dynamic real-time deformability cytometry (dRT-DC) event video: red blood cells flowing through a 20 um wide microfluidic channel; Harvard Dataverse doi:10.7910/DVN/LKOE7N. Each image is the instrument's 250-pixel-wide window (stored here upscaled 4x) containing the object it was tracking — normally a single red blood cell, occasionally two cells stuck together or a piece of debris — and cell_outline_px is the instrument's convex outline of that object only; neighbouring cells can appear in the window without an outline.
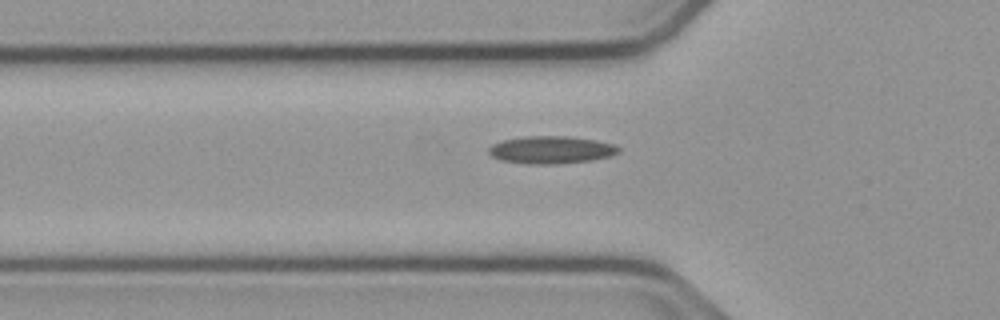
{"species": "common noctule bat (a hibernating species)", "species_latin": "Nyctalus noctula", "temperature_condition": "cold", "stored_images_in_passage": 30, "camera_frame_rate_fps": 3000, "um_per_image_px": 0.085, "animal": {"sex": "male", "body_mass_g": 23.1, "forearm_length_mm": 52.7}, "frame": {"image": 1, "passage_image": 4, "time_ms": 1.0, "image_size_px": [1000, 320], "cell_outline_px": [[620, 152], [612, 156], [592, 160], [556, 164], [528, 164], [500, 160], [492, 156], [488, 152], [488, 148], [492, 144], [504, 140], [524, 136], [564, 136], [596, 140], [612, 144], [620, 148]], "centroid_in_image_um": [46.84, 12.74], "position_along_channel_um": 79.0, "area_um2": 20.87}}
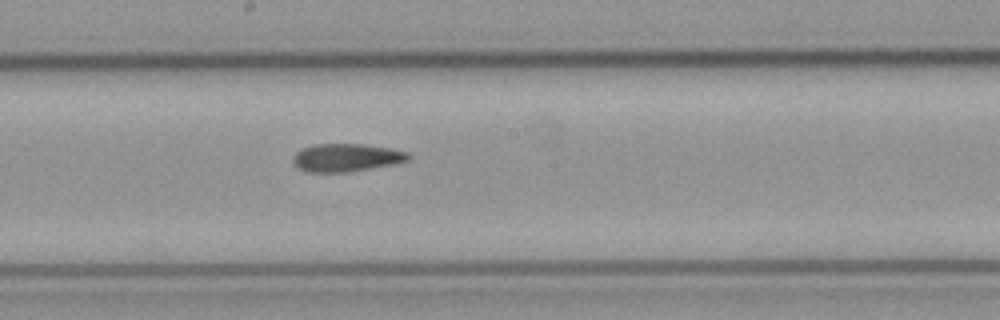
{"frame": {"image": 2, "passage_image": 15, "time_ms": 4.667, "image_size_px": [1000, 320], "cell_outline_px": [[412, 156], [408, 160], [392, 164], [348, 172], [308, 172], [296, 168], [292, 164], [292, 156], [296, 152], [304, 148], [316, 144], [364, 144], [388, 148], [408, 152]], "centroid_in_image_um": [29.39, 13.4], "position_along_channel_um": 218.8, "area_um2": 18.79}}
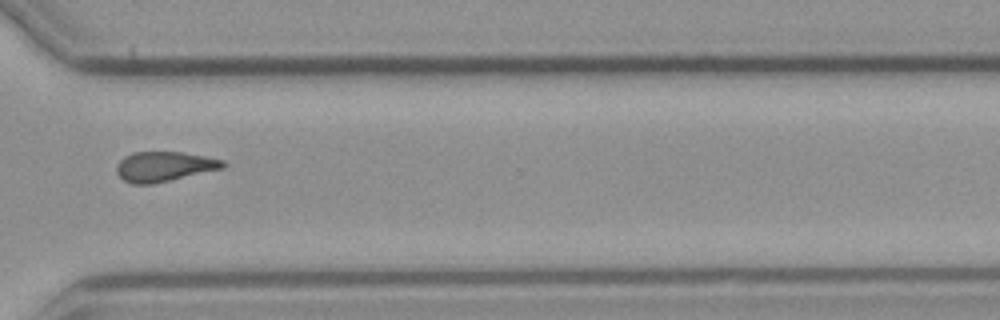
{"frame": {"image": 3, "passage_image": 26, "time_ms": 8.333, "image_size_px": [1000, 320], "cell_outline_px": [[228, 164], [224, 168], [152, 184], [132, 184], [124, 180], [116, 172], [116, 164], [124, 156], [132, 152], [184, 152], [224, 160]], "centroid_in_image_um": [13.95, 14.15], "position_along_channel_um": 356.6, "area_um2": 18.61}, "authors_computed_cell_mechanics": {"area_um2": 18.7272, "velocity_mm_per_s": 3.7662, "shape_relaxation_time_tau1_ms": null, "shape_relaxation_time_tau2_ms": 5.8221, "deformation_change_tau1": null, "deformation_change_tau2": 0.1397}}